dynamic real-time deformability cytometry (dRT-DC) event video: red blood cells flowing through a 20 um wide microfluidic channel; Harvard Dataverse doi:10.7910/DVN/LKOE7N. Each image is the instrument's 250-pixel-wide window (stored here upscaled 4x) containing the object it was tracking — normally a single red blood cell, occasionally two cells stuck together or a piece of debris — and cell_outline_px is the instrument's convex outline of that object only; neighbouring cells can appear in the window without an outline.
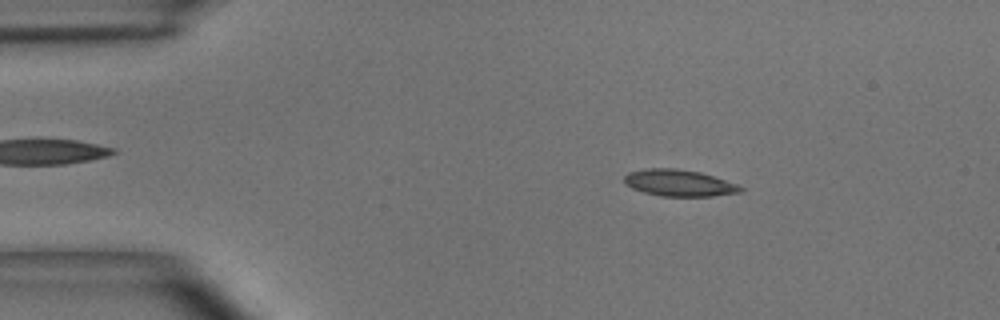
{"species": "common noctule bat (a hibernating species)", "species_latin": "Nyctalus noctula", "temperature_condition": "room temperature", "stored_images_in_passage": 48, "camera_frame_rate_fps": 3000, "um_per_image_px": 0.085, "animal": {"sex": "male", "body_mass_g": 15.6}, "frame": {"image": 1, "passage_image": 7, "time_ms": 2.0, "image_size_px": [1000, 320], "cell_outline_px": [[744, 188], [740, 192], [712, 196], [664, 196], [644, 192], [632, 188], [624, 184], [624, 176], [628, 172], [648, 168], [676, 168], [700, 172], [736, 184]], "centroid_in_image_um": [57.68, 15.54], "position_along_channel_um": 27.3, "area_um2": 17.86}}
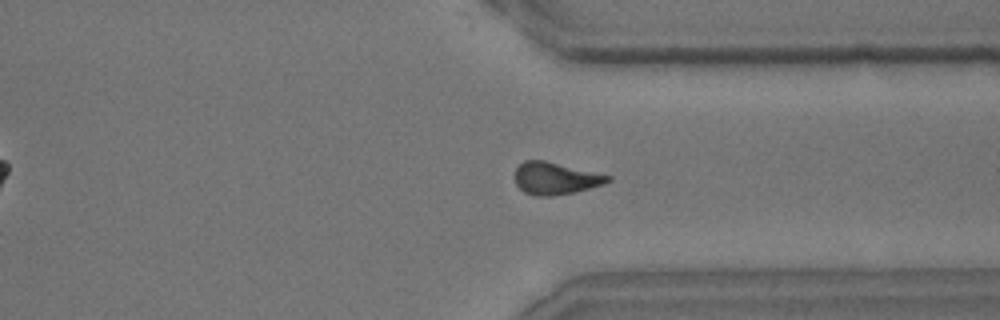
{"frame": {"image": 2, "passage_image": 36, "time_ms": 11.667, "image_size_px": [1000, 320], "cell_outline_px": [[612, 180], [604, 184], [576, 192], [552, 196], [536, 196], [524, 192], [516, 184], [516, 168], [524, 160], [544, 160], [612, 176]], "centroid_in_image_um": [47.23, 15.17], "position_along_channel_um": 364.2, "area_um2": 17.4}}
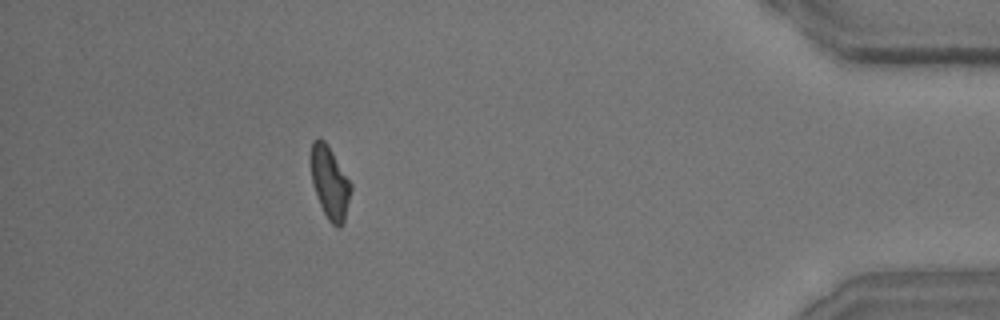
{"frame": {"image": 3, "passage_image": 43, "time_ms": 14.0, "image_size_px": [1000, 320], "cell_outline_px": [[352, 188], [344, 220], [340, 228], [336, 228], [328, 220], [320, 204], [312, 180], [312, 140], [316, 136], [320, 136], [324, 140], [332, 152], [352, 184]], "centroid_in_image_um": [28.05, 15.52], "position_along_channel_um": 407.1, "area_um2": 16.53}, "authors_computed_cell_mechanics": {"area_um2": 17.4556, "velocity_mm_per_s": 4.0558, "shape_relaxation_time_tau1_ms": 4.7855, "shape_relaxation_time_tau2_ms": 4.0179, "deformation_change_tau1": 0.1489, "deformation_change_tau2": 0.1081}}